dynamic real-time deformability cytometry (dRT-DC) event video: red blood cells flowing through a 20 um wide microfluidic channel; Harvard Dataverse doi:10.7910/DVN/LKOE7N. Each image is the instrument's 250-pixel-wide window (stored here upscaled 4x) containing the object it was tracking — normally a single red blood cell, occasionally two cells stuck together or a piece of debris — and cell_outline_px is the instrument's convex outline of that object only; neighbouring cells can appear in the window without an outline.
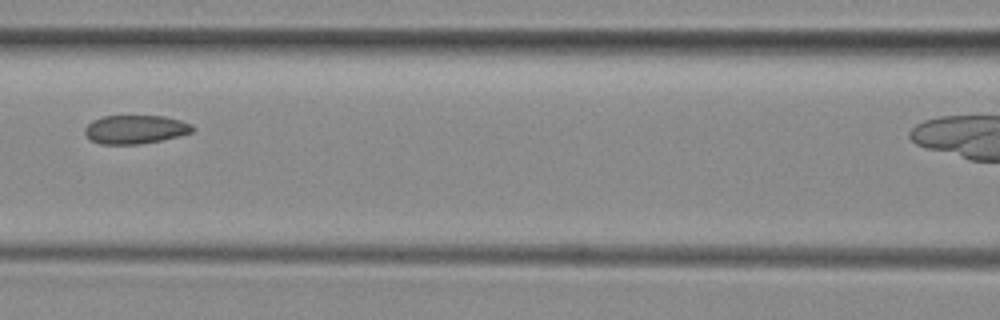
{"species": "common noctule bat (a hibernating species)", "species_latin": "Nyctalus noctula", "temperature_condition": "room temperature", "stored_images_in_passage": 7, "segment_of_instrument_passage": [1, 3], "camera_frame_rate_fps": 3000, "um_per_image_px": 0.085, "animal": {"sex": "female", "body_mass_g": 29.2, "forearm_length_mm": 56.3}, "frame": {"image": 1, "passage_image": 4, "time_ms": 4.667, "image_size_px": [1000, 320], "cell_outline_px": [[196, 128], [192, 132], [160, 140], [140, 144], [100, 144], [92, 140], [84, 132], [84, 128], [92, 120], [104, 116], [164, 116], [180, 120], [192, 124]], "centroid_in_image_um": [11.5, 10.99], "position_along_channel_um": 155.1, "area_um2": 17.86}}
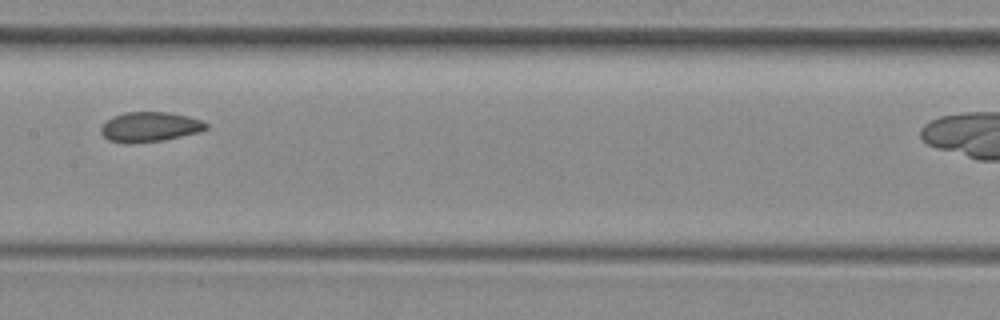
{"frame": {"image": 2, "passage_image": 5, "time_ms": 5.667, "image_size_px": [1000, 320], "cell_outline_px": [[208, 128], [200, 132], [164, 140], [108, 140], [100, 132], [100, 128], [112, 116], [124, 112], [168, 112], [188, 116], [200, 120], [208, 124]], "centroid_in_image_um": [12.79, 10.73], "position_along_channel_um": 194.6, "area_um2": 17.57}}